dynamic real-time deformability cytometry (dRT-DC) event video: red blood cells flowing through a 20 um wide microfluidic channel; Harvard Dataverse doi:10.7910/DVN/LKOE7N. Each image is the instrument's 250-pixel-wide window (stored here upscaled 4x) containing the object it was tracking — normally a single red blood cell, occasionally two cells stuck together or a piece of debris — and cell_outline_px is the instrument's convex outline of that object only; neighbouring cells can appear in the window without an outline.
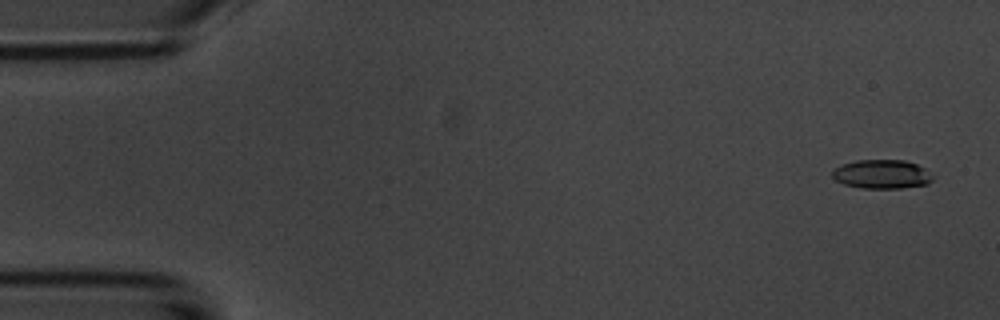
{"species": "common noctule bat (a hibernating species)", "species_latin": "Nyctalus noctula", "temperature_condition": "room temperature", "stored_images_in_passage": 6, "segment_of_instrument_passage": [1, 2], "camera_frame_rate_fps": 3000, "um_per_image_px": 0.085, "animal": {"sex": "male", "body_mass_g": 20.1, "forearm_length_mm": 53.5}, "frame": {"image": 1, "passage_image": 1, "time_ms": 0.0, "image_size_px": [1000, 320], "cell_outline_px": [[936, 176], [928, 184], [900, 188], [860, 188], [844, 184], [836, 180], [832, 176], [832, 168], [840, 164], [856, 160], [904, 160], [916, 164], [924, 168]], "centroid_in_image_um": [74.95, 14.8], "position_along_channel_um": 10.1, "area_um2": 17.17}}